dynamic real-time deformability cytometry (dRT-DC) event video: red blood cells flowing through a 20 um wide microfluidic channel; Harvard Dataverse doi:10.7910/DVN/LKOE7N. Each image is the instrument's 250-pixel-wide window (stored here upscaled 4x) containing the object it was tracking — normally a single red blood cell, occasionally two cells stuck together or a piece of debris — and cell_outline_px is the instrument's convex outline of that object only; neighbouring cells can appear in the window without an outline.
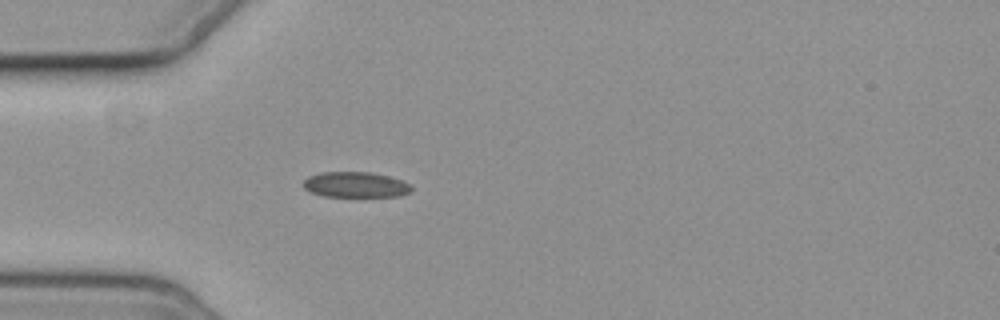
{"species": "common noctule bat (a hibernating species)", "species_latin": "Nyctalus noctula", "temperature_condition": "cold", "stored_images_in_passage": 3, "camera_frame_rate_fps": 3000, "um_per_image_px": 0.085, "animal": {"sex": "female", "body_mass_g": 19.3, "forearm_length_mm": 54.1}, "frame": {"image": 1, "passage_image": 3, "time_ms": 3.333, "image_size_px": [1000, 320], "cell_outline_px": [[412, 192], [400, 196], [324, 196], [312, 192], [304, 188], [304, 180], [308, 176], [320, 172], [372, 172], [388, 176], [400, 180], [408, 184], [412, 188]], "centroid_in_image_um": [30.22, 15.69], "position_along_channel_um": 54.8, "area_um2": 15.95}}